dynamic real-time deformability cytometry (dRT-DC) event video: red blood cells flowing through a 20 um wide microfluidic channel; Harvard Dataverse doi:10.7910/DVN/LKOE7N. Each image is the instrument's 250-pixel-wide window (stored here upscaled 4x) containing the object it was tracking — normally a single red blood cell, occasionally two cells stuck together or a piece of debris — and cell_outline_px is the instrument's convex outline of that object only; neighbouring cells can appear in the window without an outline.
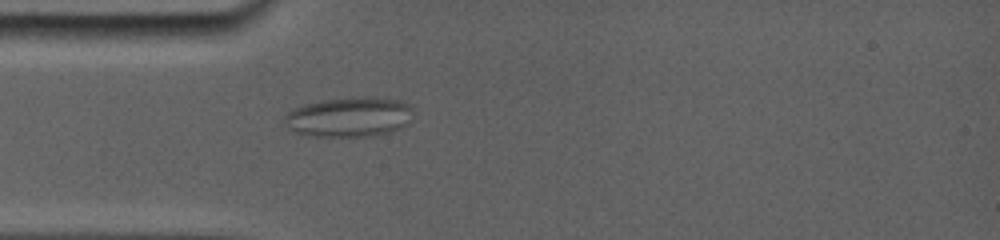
{"species": "common noctule bat (a hibernating species)", "species_latin": "Nyctalus noctula", "temperature_condition": "room temperature", "stored_images_in_passage": 5, "camera_frame_rate_fps": 5000, "um_per_image_px": 0.085, "animal": {"sex": "female", "body_mass_g": 19.0, "forearm_length_mm": 56.7}, "frame": {"image": 1, "passage_image": 1, "time_ms": 0.0, "image_size_px": [1000, 240], "cell_outline_px": [[412, 108], [400, 124], [392, 128], [372, 132], [348, 136], [304, 132], [296, 128], [284, 116], [288, 112], [304, 104], [320, 100], [360, 96], [388, 96], [404, 100], [412, 104]], "centroid_in_image_um": [29.73, 9.79], "position_along_channel_um": 55.3, "area_um2": 27.51}}
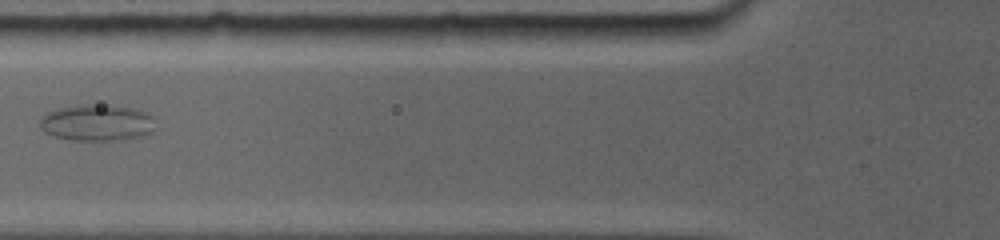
{"frame": {"image": 2, "passage_image": 3, "time_ms": 1.8, "image_size_px": [1000, 240], "cell_outline_px": [[152, 116], [144, 132], [132, 136], [104, 140], [76, 140], [56, 136], [48, 132], [40, 124], [40, 120], [48, 112], [60, 108], [80, 104], [112, 104], [136, 108], [148, 112]], "centroid_in_image_um": [8.14, 10.36], "position_along_channel_um": 117.7, "area_um2": 23.29}}
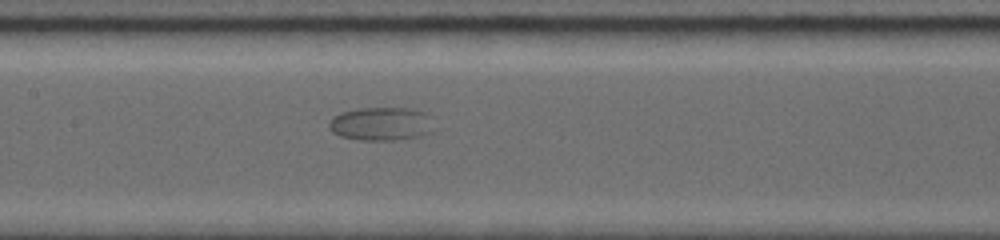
{"frame": {"image": 3, "passage_image": 5, "time_ms": 3.4, "image_size_px": [1000, 240], "cell_outline_px": [[424, 116], [412, 136], [384, 140], [368, 140], [340, 136], [332, 128], [332, 120], [336, 116], [344, 112], [360, 108], [408, 108], [424, 112]], "centroid_in_image_um": [32.1, 10.48], "position_along_channel_um": 175.3, "area_um2": 17.69}}